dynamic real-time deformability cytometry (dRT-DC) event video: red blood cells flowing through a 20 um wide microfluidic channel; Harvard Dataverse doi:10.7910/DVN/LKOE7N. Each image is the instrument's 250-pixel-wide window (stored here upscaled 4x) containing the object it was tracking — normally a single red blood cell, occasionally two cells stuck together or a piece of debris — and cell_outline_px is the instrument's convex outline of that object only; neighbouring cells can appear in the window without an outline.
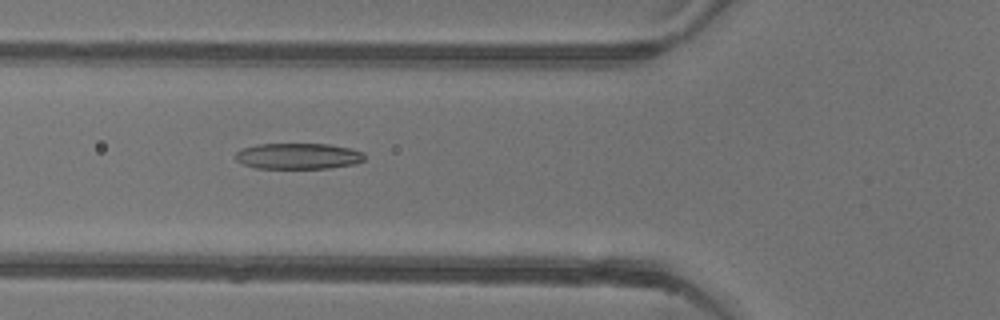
{"species": "common noctule bat (a hibernating species)", "species_latin": "Nyctalus noctula", "temperature_condition": "warm", "stored_images_in_passage": 52, "camera_frame_rate_fps": 3000, "um_per_image_px": 0.085, "animal": {"sex": "female"}, "frame": {"image": 1, "passage_image": 19, "time_ms": 6.0, "image_size_px": [1000, 320], "cell_outline_px": [[364, 160], [356, 164], [328, 168], [256, 168], [244, 164], [236, 160], [232, 156], [240, 148], [256, 144], [328, 144], [352, 148], [364, 152]], "centroid_in_image_um": [25.33, 13.26], "position_along_channel_um": 100.5, "area_um2": 19.77}}
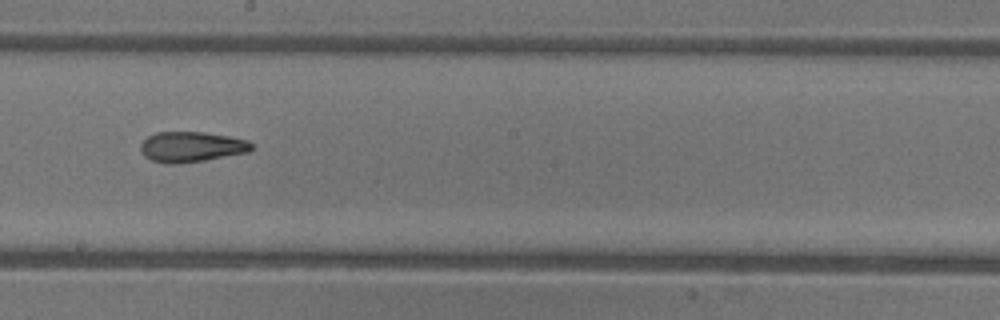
{"frame": {"image": 2, "passage_image": 29, "time_ms": 9.333, "image_size_px": [1000, 320], "cell_outline_px": [[256, 148], [248, 152], [204, 160], [176, 164], [164, 164], [152, 160], [144, 156], [140, 148], [140, 144], [148, 136], [156, 132], [204, 132], [228, 136], [248, 140]], "centroid_in_image_um": [16.27, 12.48], "position_along_channel_um": 231.9, "area_um2": 19.71}}
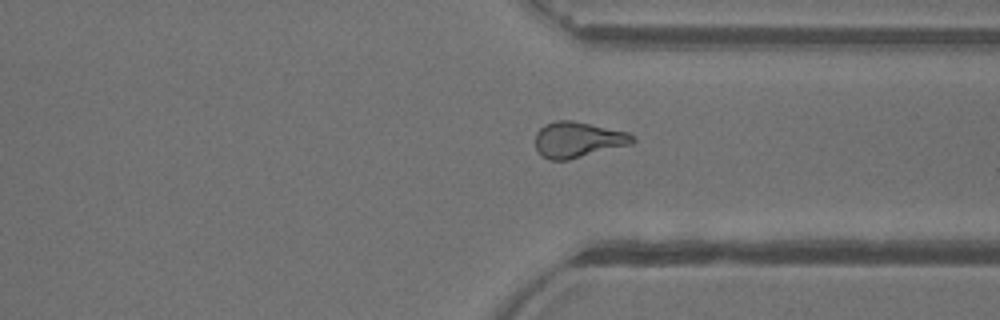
{"frame": {"image": 3, "passage_image": 39, "time_ms": 12.667, "image_size_px": [1000, 320], "cell_outline_px": [[636, 140], [632, 144], [568, 160], [548, 160], [540, 156], [536, 148], [536, 132], [544, 124], [556, 120], [572, 120], [628, 132], [636, 136]], "centroid_in_image_um": [49.12, 11.88], "position_along_channel_um": 362.3, "area_um2": 20.46}, "authors_computed_cell_mechanics": {"area_um2": 20.4612, "velocity_mm_per_s": 3.929, "shape_relaxation_time_tau1_ms": null, "shape_relaxation_time_tau2_ms": 3.3423, "deformation_change_tau1": null, "deformation_change_tau2": 0.1264}}